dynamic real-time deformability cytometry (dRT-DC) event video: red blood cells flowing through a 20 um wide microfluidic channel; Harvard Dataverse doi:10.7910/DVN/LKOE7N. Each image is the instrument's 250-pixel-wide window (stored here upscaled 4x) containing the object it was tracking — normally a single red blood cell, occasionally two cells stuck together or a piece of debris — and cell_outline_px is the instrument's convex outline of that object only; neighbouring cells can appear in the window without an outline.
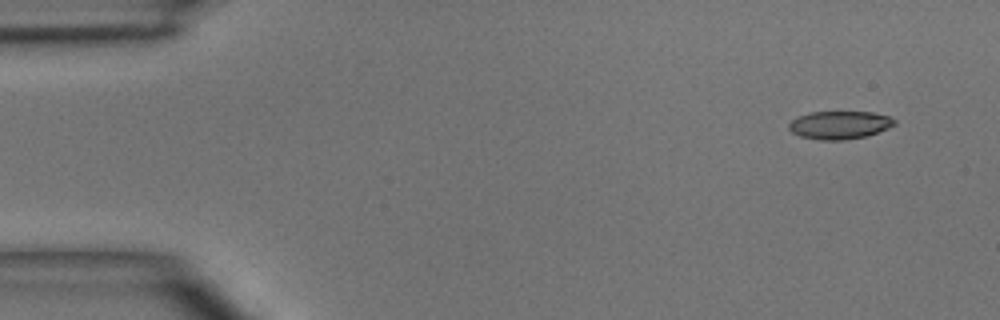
{"species": "common noctule bat (a hibernating species)", "species_latin": "Nyctalus noctula", "temperature_condition": "room temperature", "stored_images_in_passage": 6, "camera_frame_rate_fps": 3000, "um_per_image_px": 0.085, "animal": {"sex": "male", "body_mass_g": 15.6}, "frame": {"image": 1, "passage_image": 6, "time_ms": 5.667, "image_size_px": [1000, 320], "cell_outline_px": [[896, 124], [888, 128], [864, 136], [844, 140], [820, 140], [800, 136], [792, 132], [788, 128], [788, 124], [792, 120], [800, 116], [812, 112], [872, 112], [888, 116], [896, 120]], "centroid_in_image_um": [71.36, 10.62], "position_along_channel_um": 13.6, "area_um2": 17.05}}